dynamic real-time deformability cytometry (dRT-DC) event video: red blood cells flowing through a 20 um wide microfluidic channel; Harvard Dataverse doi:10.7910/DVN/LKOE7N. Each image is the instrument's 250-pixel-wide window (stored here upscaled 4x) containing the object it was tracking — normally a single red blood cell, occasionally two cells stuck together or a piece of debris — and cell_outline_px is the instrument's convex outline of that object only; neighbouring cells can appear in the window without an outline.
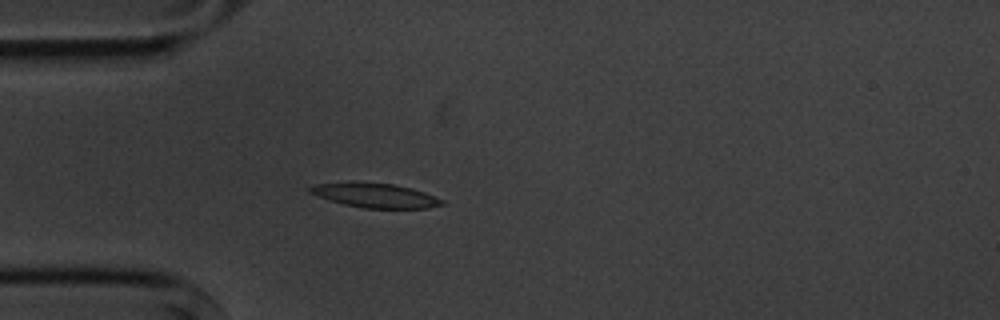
{"species": "common noctule bat (a hibernating species)", "species_latin": "Nyctalus noctula", "temperature_condition": "cold", "stored_images_in_passage": 5, "camera_frame_rate_fps": 3000, "um_per_image_px": 0.085, "animal": {"sex": "male", "body_mass_g": 20.1, "forearm_length_mm": 53.5}, "frame": {"image": 1, "passage_image": 5, "time_ms": 4.333, "image_size_px": [1000, 320], "cell_outline_px": [[444, 204], [428, 208], [364, 208], [344, 204], [308, 192], [308, 188], [316, 184], [352, 180], [392, 184], [412, 188], [424, 192], [444, 200]], "centroid_in_image_um": [31.88, 16.58], "position_along_channel_um": 53.1, "area_um2": 18.9}}